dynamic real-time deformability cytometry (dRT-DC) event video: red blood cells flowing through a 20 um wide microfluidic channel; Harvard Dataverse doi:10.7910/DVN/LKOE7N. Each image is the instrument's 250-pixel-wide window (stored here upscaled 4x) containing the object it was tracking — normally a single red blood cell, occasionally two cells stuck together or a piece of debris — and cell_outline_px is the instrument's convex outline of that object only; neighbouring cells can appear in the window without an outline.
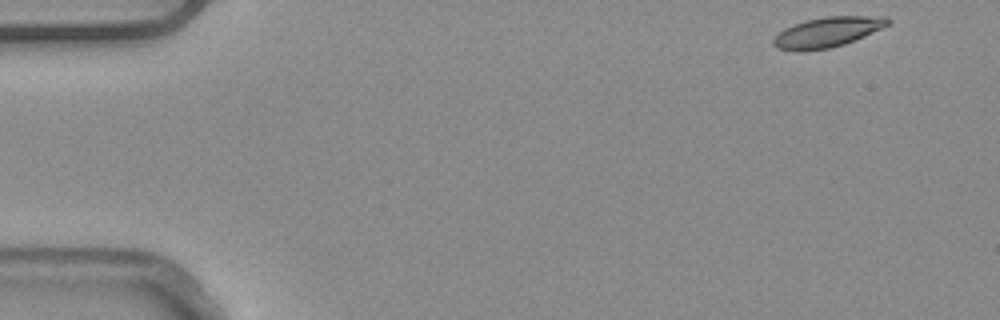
{"species": "common noctule bat (a hibernating species)", "species_latin": "Nyctalus noctula", "temperature_condition": "warm", "stored_images_in_passage": 4, "camera_frame_rate_fps": 3000, "um_per_image_px": 0.085, "animal": {"sex": "male", "body_mass_g": 20.4}, "frame": {"image": 1, "passage_image": 1, "time_ms": 0.0, "image_size_px": [1000, 320], "cell_outline_px": [[892, 20], [888, 24], [864, 36], [844, 44], [828, 48], [800, 52], [776, 48], [772, 44], [772, 40], [784, 28], [808, 20], [828, 16], [888, 16]], "centroid_in_image_um": [70.32, 2.74], "position_along_channel_um": 14.7, "area_um2": 19.88}}
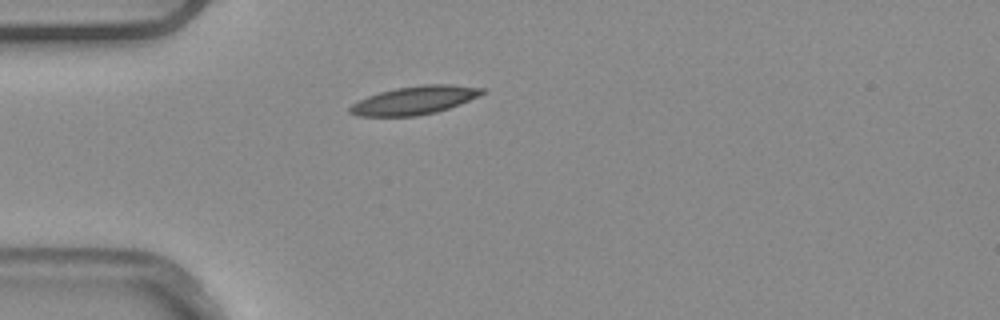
{"frame": {"image": 2, "passage_image": 4, "time_ms": 1.0, "image_size_px": [1000, 320], "cell_outline_px": [[484, 92], [460, 104], [436, 112], [416, 116], [356, 116], [348, 112], [348, 108], [352, 104], [368, 96], [380, 92], [396, 88], [424, 84], [452, 84], [484, 88]], "centroid_in_image_um": [35.2, 8.52], "position_along_channel_um": 49.8, "area_um2": 21.62}}